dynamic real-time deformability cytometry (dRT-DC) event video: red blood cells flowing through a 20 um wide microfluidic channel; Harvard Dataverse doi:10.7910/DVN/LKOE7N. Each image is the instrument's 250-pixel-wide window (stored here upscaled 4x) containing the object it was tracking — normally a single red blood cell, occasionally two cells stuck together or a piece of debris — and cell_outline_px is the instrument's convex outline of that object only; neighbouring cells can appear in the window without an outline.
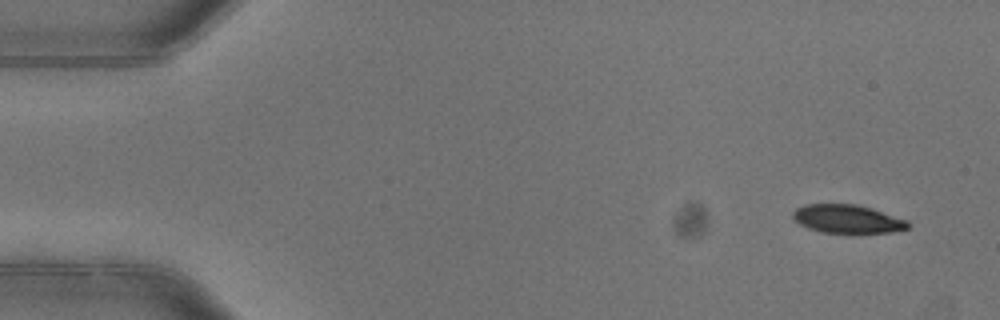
{"species": "common noctule bat (a hibernating species)", "species_latin": "Nyctalus noctula", "temperature_condition": "warm", "stored_images_in_passage": 5, "camera_frame_rate_fps": 3000, "um_per_image_px": 0.085, "animal": {"sex": "female"}, "frame": {"image": 1, "passage_image": 1, "time_ms": 0.0, "image_size_px": [1000, 320], "cell_outline_px": [[908, 228], [892, 232], [852, 236], [820, 232], [808, 228], [800, 224], [792, 216], [792, 212], [796, 208], [804, 204], [856, 204], [872, 208], [908, 220]], "centroid_in_image_um": [72.04, 18.66], "position_along_channel_um": 13.0, "area_um2": 19.94}}
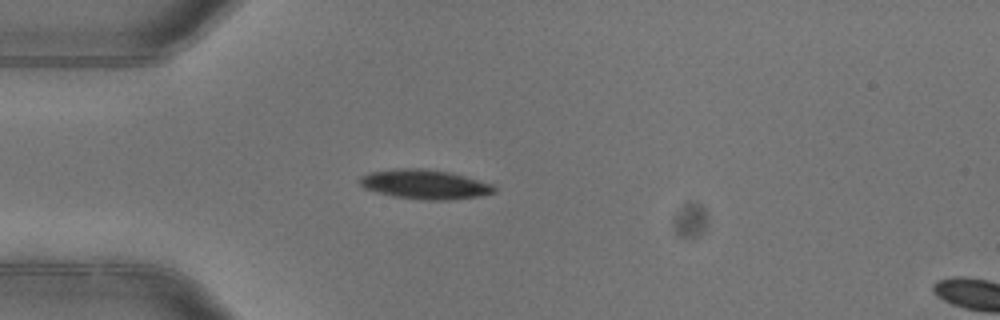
{"frame": {"image": 2, "passage_image": 4, "time_ms": 1.0, "image_size_px": [1000, 320], "cell_outline_px": [[496, 192], [480, 196], [448, 200], [428, 200], [392, 196], [376, 192], [364, 188], [360, 184], [360, 176], [368, 172], [400, 168], [420, 168], [448, 172], [464, 176], [492, 184], [496, 188]], "centroid_in_image_um": [36.09, 15.67], "position_along_channel_um": 48.9, "area_um2": 22.95}}